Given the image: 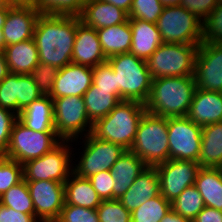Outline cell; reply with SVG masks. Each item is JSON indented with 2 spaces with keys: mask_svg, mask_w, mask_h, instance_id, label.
Wrapping results in <instances>:
<instances>
[{
  "mask_svg": "<svg viewBox=\"0 0 222 222\" xmlns=\"http://www.w3.org/2000/svg\"><path fill=\"white\" fill-rule=\"evenodd\" d=\"M78 16L40 14L33 39L35 40L39 63L58 69L72 63Z\"/></svg>",
  "mask_w": 222,
  "mask_h": 222,
  "instance_id": "1",
  "label": "cell"
},
{
  "mask_svg": "<svg viewBox=\"0 0 222 222\" xmlns=\"http://www.w3.org/2000/svg\"><path fill=\"white\" fill-rule=\"evenodd\" d=\"M196 88L194 76L152 79L146 112L165 118L187 116Z\"/></svg>",
  "mask_w": 222,
  "mask_h": 222,
  "instance_id": "2",
  "label": "cell"
},
{
  "mask_svg": "<svg viewBox=\"0 0 222 222\" xmlns=\"http://www.w3.org/2000/svg\"><path fill=\"white\" fill-rule=\"evenodd\" d=\"M145 113V104L121 100L107 116L93 123L91 133L98 139L110 141L130 150Z\"/></svg>",
  "mask_w": 222,
  "mask_h": 222,
  "instance_id": "3",
  "label": "cell"
},
{
  "mask_svg": "<svg viewBox=\"0 0 222 222\" xmlns=\"http://www.w3.org/2000/svg\"><path fill=\"white\" fill-rule=\"evenodd\" d=\"M107 62L116 74L118 97L145 104L152 84L146 61L134 54L123 53L107 58Z\"/></svg>",
  "mask_w": 222,
  "mask_h": 222,
  "instance_id": "4",
  "label": "cell"
},
{
  "mask_svg": "<svg viewBox=\"0 0 222 222\" xmlns=\"http://www.w3.org/2000/svg\"><path fill=\"white\" fill-rule=\"evenodd\" d=\"M146 166L156 167L169 159L168 118L146 112L130 148Z\"/></svg>",
  "mask_w": 222,
  "mask_h": 222,
  "instance_id": "5",
  "label": "cell"
},
{
  "mask_svg": "<svg viewBox=\"0 0 222 222\" xmlns=\"http://www.w3.org/2000/svg\"><path fill=\"white\" fill-rule=\"evenodd\" d=\"M74 144V140H61L48 153L22 164L23 179L25 181L51 180L65 183L73 172V160L78 154H74Z\"/></svg>",
  "mask_w": 222,
  "mask_h": 222,
  "instance_id": "6",
  "label": "cell"
},
{
  "mask_svg": "<svg viewBox=\"0 0 222 222\" xmlns=\"http://www.w3.org/2000/svg\"><path fill=\"white\" fill-rule=\"evenodd\" d=\"M199 45L162 43L146 60L152 79L194 76Z\"/></svg>",
  "mask_w": 222,
  "mask_h": 222,
  "instance_id": "7",
  "label": "cell"
},
{
  "mask_svg": "<svg viewBox=\"0 0 222 222\" xmlns=\"http://www.w3.org/2000/svg\"><path fill=\"white\" fill-rule=\"evenodd\" d=\"M156 26L163 43L200 45L203 42V21L182 6L164 7Z\"/></svg>",
  "mask_w": 222,
  "mask_h": 222,
  "instance_id": "8",
  "label": "cell"
},
{
  "mask_svg": "<svg viewBox=\"0 0 222 222\" xmlns=\"http://www.w3.org/2000/svg\"><path fill=\"white\" fill-rule=\"evenodd\" d=\"M78 139L82 146L75 151L82 152H78L79 157L73 162V173L83 178L110 170L126 150L121 145L98 139L92 133Z\"/></svg>",
  "mask_w": 222,
  "mask_h": 222,
  "instance_id": "9",
  "label": "cell"
},
{
  "mask_svg": "<svg viewBox=\"0 0 222 222\" xmlns=\"http://www.w3.org/2000/svg\"><path fill=\"white\" fill-rule=\"evenodd\" d=\"M52 99L56 135L61 140H74L75 145L79 146L78 138L90 134L93 128L86 112L84 98L66 96Z\"/></svg>",
  "mask_w": 222,
  "mask_h": 222,
  "instance_id": "10",
  "label": "cell"
},
{
  "mask_svg": "<svg viewBox=\"0 0 222 222\" xmlns=\"http://www.w3.org/2000/svg\"><path fill=\"white\" fill-rule=\"evenodd\" d=\"M60 141L56 132H35L17 119L12 127L6 156L24 164L48 153Z\"/></svg>",
  "mask_w": 222,
  "mask_h": 222,
  "instance_id": "11",
  "label": "cell"
},
{
  "mask_svg": "<svg viewBox=\"0 0 222 222\" xmlns=\"http://www.w3.org/2000/svg\"><path fill=\"white\" fill-rule=\"evenodd\" d=\"M202 127L187 116L168 118L169 159L198 162Z\"/></svg>",
  "mask_w": 222,
  "mask_h": 222,
  "instance_id": "12",
  "label": "cell"
},
{
  "mask_svg": "<svg viewBox=\"0 0 222 222\" xmlns=\"http://www.w3.org/2000/svg\"><path fill=\"white\" fill-rule=\"evenodd\" d=\"M160 181V193L169 202L174 201L188 186L195 183L201 169L198 162L168 159L156 166Z\"/></svg>",
  "mask_w": 222,
  "mask_h": 222,
  "instance_id": "13",
  "label": "cell"
},
{
  "mask_svg": "<svg viewBox=\"0 0 222 222\" xmlns=\"http://www.w3.org/2000/svg\"><path fill=\"white\" fill-rule=\"evenodd\" d=\"M32 198L35 217L40 222H55L65 203L64 183L40 180L26 181Z\"/></svg>",
  "mask_w": 222,
  "mask_h": 222,
  "instance_id": "14",
  "label": "cell"
},
{
  "mask_svg": "<svg viewBox=\"0 0 222 222\" xmlns=\"http://www.w3.org/2000/svg\"><path fill=\"white\" fill-rule=\"evenodd\" d=\"M194 78L198 89L222 93V44L202 42L199 45Z\"/></svg>",
  "mask_w": 222,
  "mask_h": 222,
  "instance_id": "15",
  "label": "cell"
},
{
  "mask_svg": "<svg viewBox=\"0 0 222 222\" xmlns=\"http://www.w3.org/2000/svg\"><path fill=\"white\" fill-rule=\"evenodd\" d=\"M93 84V68L70 63L59 69L53 84L51 98L80 96Z\"/></svg>",
  "mask_w": 222,
  "mask_h": 222,
  "instance_id": "16",
  "label": "cell"
},
{
  "mask_svg": "<svg viewBox=\"0 0 222 222\" xmlns=\"http://www.w3.org/2000/svg\"><path fill=\"white\" fill-rule=\"evenodd\" d=\"M39 16L35 7L12 6L2 27L6 46L33 39Z\"/></svg>",
  "mask_w": 222,
  "mask_h": 222,
  "instance_id": "17",
  "label": "cell"
},
{
  "mask_svg": "<svg viewBox=\"0 0 222 222\" xmlns=\"http://www.w3.org/2000/svg\"><path fill=\"white\" fill-rule=\"evenodd\" d=\"M107 62L96 29L85 25L81 20L77 22L72 63L91 68Z\"/></svg>",
  "mask_w": 222,
  "mask_h": 222,
  "instance_id": "18",
  "label": "cell"
},
{
  "mask_svg": "<svg viewBox=\"0 0 222 222\" xmlns=\"http://www.w3.org/2000/svg\"><path fill=\"white\" fill-rule=\"evenodd\" d=\"M160 194L157 169L156 167L147 166L118 200L132 213L136 208L147 202L148 199L157 197Z\"/></svg>",
  "mask_w": 222,
  "mask_h": 222,
  "instance_id": "19",
  "label": "cell"
},
{
  "mask_svg": "<svg viewBox=\"0 0 222 222\" xmlns=\"http://www.w3.org/2000/svg\"><path fill=\"white\" fill-rule=\"evenodd\" d=\"M187 117L201 127L222 122V93L196 88Z\"/></svg>",
  "mask_w": 222,
  "mask_h": 222,
  "instance_id": "20",
  "label": "cell"
},
{
  "mask_svg": "<svg viewBox=\"0 0 222 222\" xmlns=\"http://www.w3.org/2000/svg\"><path fill=\"white\" fill-rule=\"evenodd\" d=\"M79 17L85 25L94 29L118 25L129 20L127 12L102 0L87 1Z\"/></svg>",
  "mask_w": 222,
  "mask_h": 222,
  "instance_id": "21",
  "label": "cell"
},
{
  "mask_svg": "<svg viewBox=\"0 0 222 222\" xmlns=\"http://www.w3.org/2000/svg\"><path fill=\"white\" fill-rule=\"evenodd\" d=\"M144 161L131 150H125L110 171L114 179L113 199H120L146 168Z\"/></svg>",
  "mask_w": 222,
  "mask_h": 222,
  "instance_id": "22",
  "label": "cell"
},
{
  "mask_svg": "<svg viewBox=\"0 0 222 222\" xmlns=\"http://www.w3.org/2000/svg\"><path fill=\"white\" fill-rule=\"evenodd\" d=\"M132 30V43L129 53L147 60L163 43L156 24L141 19H129Z\"/></svg>",
  "mask_w": 222,
  "mask_h": 222,
  "instance_id": "23",
  "label": "cell"
},
{
  "mask_svg": "<svg viewBox=\"0 0 222 222\" xmlns=\"http://www.w3.org/2000/svg\"><path fill=\"white\" fill-rule=\"evenodd\" d=\"M18 120L35 132H56L54 127L53 99L42 96L18 114Z\"/></svg>",
  "mask_w": 222,
  "mask_h": 222,
  "instance_id": "24",
  "label": "cell"
},
{
  "mask_svg": "<svg viewBox=\"0 0 222 222\" xmlns=\"http://www.w3.org/2000/svg\"><path fill=\"white\" fill-rule=\"evenodd\" d=\"M9 73L31 74L39 63V55L34 39L8 45L4 49Z\"/></svg>",
  "mask_w": 222,
  "mask_h": 222,
  "instance_id": "25",
  "label": "cell"
},
{
  "mask_svg": "<svg viewBox=\"0 0 222 222\" xmlns=\"http://www.w3.org/2000/svg\"><path fill=\"white\" fill-rule=\"evenodd\" d=\"M198 163L201 167L222 168V122L202 127Z\"/></svg>",
  "mask_w": 222,
  "mask_h": 222,
  "instance_id": "26",
  "label": "cell"
},
{
  "mask_svg": "<svg viewBox=\"0 0 222 222\" xmlns=\"http://www.w3.org/2000/svg\"><path fill=\"white\" fill-rule=\"evenodd\" d=\"M102 51L106 58L116 54L129 53L132 43V30L127 22L96 29Z\"/></svg>",
  "mask_w": 222,
  "mask_h": 222,
  "instance_id": "27",
  "label": "cell"
},
{
  "mask_svg": "<svg viewBox=\"0 0 222 222\" xmlns=\"http://www.w3.org/2000/svg\"><path fill=\"white\" fill-rule=\"evenodd\" d=\"M65 204L96 209L102 202L88 178L71 173L64 183Z\"/></svg>",
  "mask_w": 222,
  "mask_h": 222,
  "instance_id": "28",
  "label": "cell"
},
{
  "mask_svg": "<svg viewBox=\"0 0 222 222\" xmlns=\"http://www.w3.org/2000/svg\"><path fill=\"white\" fill-rule=\"evenodd\" d=\"M194 185L205 206L222 210V168L201 167Z\"/></svg>",
  "mask_w": 222,
  "mask_h": 222,
  "instance_id": "29",
  "label": "cell"
},
{
  "mask_svg": "<svg viewBox=\"0 0 222 222\" xmlns=\"http://www.w3.org/2000/svg\"><path fill=\"white\" fill-rule=\"evenodd\" d=\"M83 98L88 118L92 123L107 116L121 101L112 91L97 89L94 84L84 93Z\"/></svg>",
  "mask_w": 222,
  "mask_h": 222,
  "instance_id": "30",
  "label": "cell"
},
{
  "mask_svg": "<svg viewBox=\"0 0 222 222\" xmlns=\"http://www.w3.org/2000/svg\"><path fill=\"white\" fill-rule=\"evenodd\" d=\"M0 203L16 212L35 214L28 185L23 179L0 196Z\"/></svg>",
  "mask_w": 222,
  "mask_h": 222,
  "instance_id": "31",
  "label": "cell"
},
{
  "mask_svg": "<svg viewBox=\"0 0 222 222\" xmlns=\"http://www.w3.org/2000/svg\"><path fill=\"white\" fill-rule=\"evenodd\" d=\"M204 207L203 198L194 184L188 186L171 202V208L191 222Z\"/></svg>",
  "mask_w": 222,
  "mask_h": 222,
  "instance_id": "32",
  "label": "cell"
},
{
  "mask_svg": "<svg viewBox=\"0 0 222 222\" xmlns=\"http://www.w3.org/2000/svg\"><path fill=\"white\" fill-rule=\"evenodd\" d=\"M171 209V202L160 194L136 208L131 213V222H160Z\"/></svg>",
  "mask_w": 222,
  "mask_h": 222,
  "instance_id": "33",
  "label": "cell"
},
{
  "mask_svg": "<svg viewBox=\"0 0 222 222\" xmlns=\"http://www.w3.org/2000/svg\"><path fill=\"white\" fill-rule=\"evenodd\" d=\"M84 0H37L35 6L40 14L80 16Z\"/></svg>",
  "mask_w": 222,
  "mask_h": 222,
  "instance_id": "34",
  "label": "cell"
},
{
  "mask_svg": "<svg viewBox=\"0 0 222 222\" xmlns=\"http://www.w3.org/2000/svg\"><path fill=\"white\" fill-rule=\"evenodd\" d=\"M17 115L43 95L31 74H16Z\"/></svg>",
  "mask_w": 222,
  "mask_h": 222,
  "instance_id": "35",
  "label": "cell"
},
{
  "mask_svg": "<svg viewBox=\"0 0 222 222\" xmlns=\"http://www.w3.org/2000/svg\"><path fill=\"white\" fill-rule=\"evenodd\" d=\"M23 180V165L0 155V196Z\"/></svg>",
  "mask_w": 222,
  "mask_h": 222,
  "instance_id": "36",
  "label": "cell"
},
{
  "mask_svg": "<svg viewBox=\"0 0 222 222\" xmlns=\"http://www.w3.org/2000/svg\"><path fill=\"white\" fill-rule=\"evenodd\" d=\"M163 8L160 0H133L128 16L156 24Z\"/></svg>",
  "mask_w": 222,
  "mask_h": 222,
  "instance_id": "37",
  "label": "cell"
},
{
  "mask_svg": "<svg viewBox=\"0 0 222 222\" xmlns=\"http://www.w3.org/2000/svg\"><path fill=\"white\" fill-rule=\"evenodd\" d=\"M99 222H131L132 216L118 199L102 200L96 208Z\"/></svg>",
  "mask_w": 222,
  "mask_h": 222,
  "instance_id": "38",
  "label": "cell"
},
{
  "mask_svg": "<svg viewBox=\"0 0 222 222\" xmlns=\"http://www.w3.org/2000/svg\"><path fill=\"white\" fill-rule=\"evenodd\" d=\"M203 42L222 44V5L220 4L203 21Z\"/></svg>",
  "mask_w": 222,
  "mask_h": 222,
  "instance_id": "39",
  "label": "cell"
},
{
  "mask_svg": "<svg viewBox=\"0 0 222 222\" xmlns=\"http://www.w3.org/2000/svg\"><path fill=\"white\" fill-rule=\"evenodd\" d=\"M59 69L53 65L38 63L31 75L43 96H50Z\"/></svg>",
  "mask_w": 222,
  "mask_h": 222,
  "instance_id": "40",
  "label": "cell"
},
{
  "mask_svg": "<svg viewBox=\"0 0 222 222\" xmlns=\"http://www.w3.org/2000/svg\"><path fill=\"white\" fill-rule=\"evenodd\" d=\"M55 222H99L96 209L65 204Z\"/></svg>",
  "mask_w": 222,
  "mask_h": 222,
  "instance_id": "41",
  "label": "cell"
},
{
  "mask_svg": "<svg viewBox=\"0 0 222 222\" xmlns=\"http://www.w3.org/2000/svg\"><path fill=\"white\" fill-rule=\"evenodd\" d=\"M93 84L97 89L110 90L118 96L116 74L108 62L93 68Z\"/></svg>",
  "mask_w": 222,
  "mask_h": 222,
  "instance_id": "42",
  "label": "cell"
},
{
  "mask_svg": "<svg viewBox=\"0 0 222 222\" xmlns=\"http://www.w3.org/2000/svg\"><path fill=\"white\" fill-rule=\"evenodd\" d=\"M0 107L17 114L16 74L9 73L0 82Z\"/></svg>",
  "mask_w": 222,
  "mask_h": 222,
  "instance_id": "43",
  "label": "cell"
},
{
  "mask_svg": "<svg viewBox=\"0 0 222 222\" xmlns=\"http://www.w3.org/2000/svg\"><path fill=\"white\" fill-rule=\"evenodd\" d=\"M88 179L101 200H113L115 183L110 170L99 172Z\"/></svg>",
  "mask_w": 222,
  "mask_h": 222,
  "instance_id": "44",
  "label": "cell"
},
{
  "mask_svg": "<svg viewBox=\"0 0 222 222\" xmlns=\"http://www.w3.org/2000/svg\"><path fill=\"white\" fill-rule=\"evenodd\" d=\"M17 119V114L0 107V155H6L12 127Z\"/></svg>",
  "mask_w": 222,
  "mask_h": 222,
  "instance_id": "45",
  "label": "cell"
},
{
  "mask_svg": "<svg viewBox=\"0 0 222 222\" xmlns=\"http://www.w3.org/2000/svg\"><path fill=\"white\" fill-rule=\"evenodd\" d=\"M218 4L219 0H181L179 6L204 21Z\"/></svg>",
  "mask_w": 222,
  "mask_h": 222,
  "instance_id": "46",
  "label": "cell"
},
{
  "mask_svg": "<svg viewBox=\"0 0 222 222\" xmlns=\"http://www.w3.org/2000/svg\"><path fill=\"white\" fill-rule=\"evenodd\" d=\"M0 222H40L35 214L16 212L0 203Z\"/></svg>",
  "mask_w": 222,
  "mask_h": 222,
  "instance_id": "47",
  "label": "cell"
},
{
  "mask_svg": "<svg viewBox=\"0 0 222 222\" xmlns=\"http://www.w3.org/2000/svg\"><path fill=\"white\" fill-rule=\"evenodd\" d=\"M192 222H222V210L205 206Z\"/></svg>",
  "mask_w": 222,
  "mask_h": 222,
  "instance_id": "48",
  "label": "cell"
},
{
  "mask_svg": "<svg viewBox=\"0 0 222 222\" xmlns=\"http://www.w3.org/2000/svg\"><path fill=\"white\" fill-rule=\"evenodd\" d=\"M12 6L10 5H6L4 8L0 9V51H4L6 44H5V40H4V35L2 32V27L5 23L7 14H8V10L11 8Z\"/></svg>",
  "mask_w": 222,
  "mask_h": 222,
  "instance_id": "49",
  "label": "cell"
},
{
  "mask_svg": "<svg viewBox=\"0 0 222 222\" xmlns=\"http://www.w3.org/2000/svg\"><path fill=\"white\" fill-rule=\"evenodd\" d=\"M160 222H191L188 218L176 213L171 209Z\"/></svg>",
  "mask_w": 222,
  "mask_h": 222,
  "instance_id": "50",
  "label": "cell"
},
{
  "mask_svg": "<svg viewBox=\"0 0 222 222\" xmlns=\"http://www.w3.org/2000/svg\"><path fill=\"white\" fill-rule=\"evenodd\" d=\"M102 1L111 3L129 14L133 0H102Z\"/></svg>",
  "mask_w": 222,
  "mask_h": 222,
  "instance_id": "51",
  "label": "cell"
},
{
  "mask_svg": "<svg viewBox=\"0 0 222 222\" xmlns=\"http://www.w3.org/2000/svg\"><path fill=\"white\" fill-rule=\"evenodd\" d=\"M10 6L35 7L37 0H6Z\"/></svg>",
  "mask_w": 222,
  "mask_h": 222,
  "instance_id": "52",
  "label": "cell"
},
{
  "mask_svg": "<svg viewBox=\"0 0 222 222\" xmlns=\"http://www.w3.org/2000/svg\"><path fill=\"white\" fill-rule=\"evenodd\" d=\"M9 74L8 65L3 51H0V82Z\"/></svg>",
  "mask_w": 222,
  "mask_h": 222,
  "instance_id": "53",
  "label": "cell"
},
{
  "mask_svg": "<svg viewBox=\"0 0 222 222\" xmlns=\"http://www.w3.org/2000/svg\"><path fill=\"white\" fill-rule=\"evenodd\" d=\"M164 7L179 6L181 0H160Z\"/></svg>",
  "mask_w": 222,
  "mask_h": 222,
  "instance_id": "54",
  "label": "cell"
},
{
  "mask_svg": "<svg viewBox=\"0 0 222 222\" xmlns=\"http://www.w3.org/2000/svg\"><path fill=\"white\" fill-rule=\"evenodd\" d=\"M7 4L6 0H0V9L4 8Z\"/></svg>",
  "mask_w": 222,
  "mask_h": 222,
  "instance_id": "55",
  "label": "cell"
}]
</instances>
